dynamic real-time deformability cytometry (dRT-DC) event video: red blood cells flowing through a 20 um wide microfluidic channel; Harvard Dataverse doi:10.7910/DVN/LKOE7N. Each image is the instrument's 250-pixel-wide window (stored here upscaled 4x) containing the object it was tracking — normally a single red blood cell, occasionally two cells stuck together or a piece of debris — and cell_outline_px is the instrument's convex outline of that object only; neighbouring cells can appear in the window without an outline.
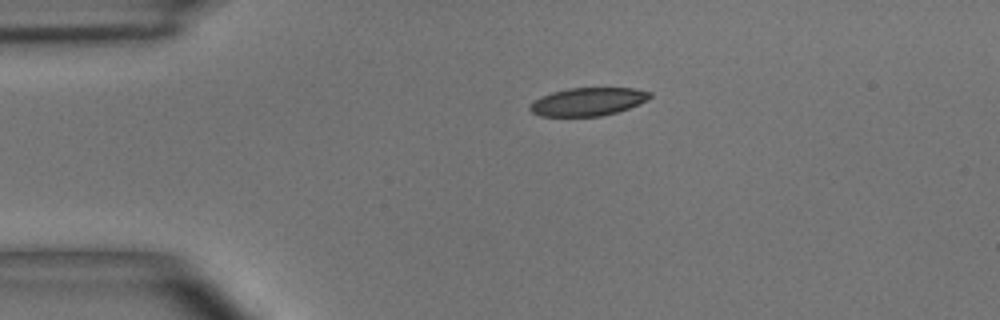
{"species": "common noctule bat (a hibernating species)", "species_latin": "Nyctalus noctula", "temperature_condition": "room temperature", "stored_images_in_passage": 2, "camera_frame_rate_fps": 3000, "um_per_image_px": 0.085, "animal": {"sex": "male", "body_mass_g": 15.6}, "frame": {"image": 1, "passage_image": 1, "time_ms": 0.0, "image_size_px": [1000, 320], "cell_outline_px": [[652, 96], [628, 108], [616, 112], [600, 116], [540, 116], [532, 112], [528, 108], [528, 104], [540, 96], [552, 92], [568, 88], [632, 88], [652, 92]], "centroid_in_image_um": [49.9, 8.64], "position_along_channel_um": 35.1, "area_um2": 19.54}}